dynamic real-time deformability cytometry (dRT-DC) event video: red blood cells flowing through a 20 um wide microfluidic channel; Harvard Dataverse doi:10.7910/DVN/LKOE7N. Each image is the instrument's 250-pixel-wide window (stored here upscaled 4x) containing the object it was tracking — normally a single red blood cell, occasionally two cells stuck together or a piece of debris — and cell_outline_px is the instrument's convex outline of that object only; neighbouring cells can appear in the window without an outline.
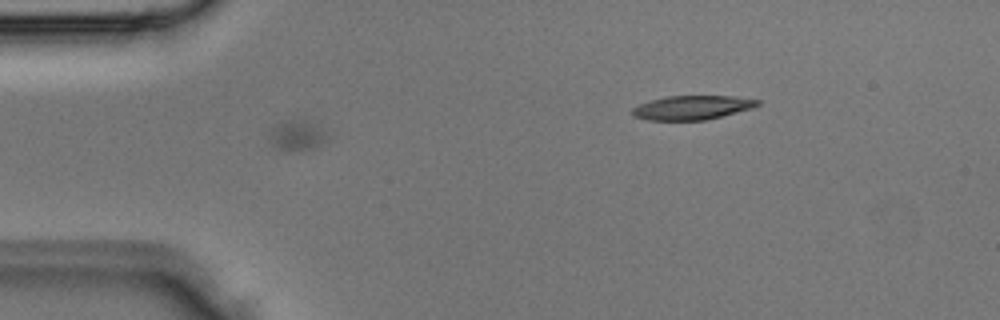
{"species": "Egyptian fruit bat (a non-hibernating species)", "species_latin": "Rousettus aegyptiacus", "temperature_condition": "room temperature", "stored_images_in_passage": 4, "camera_frame_rate_fps": 3000, "um_per_image_px": 0.085, "animal": {"sex": "male"}, "frame": {"image": 1, "passage_image": 3, "time_ms": 0.667, "image_size_px": [1000, 320], "cell_outline_px": [[332, 136], [328, 140], [316, 148], [300, 152], [284, 152], [276, 148], [272, 144], [268, 136], [268, 128], [288, 120], [304, 120], [316, 124], [324, 128]], "centroid_in_image_um": [25.29, 11.55], "position_along_channel_um": 59.7, "area_um2": 11.04}}